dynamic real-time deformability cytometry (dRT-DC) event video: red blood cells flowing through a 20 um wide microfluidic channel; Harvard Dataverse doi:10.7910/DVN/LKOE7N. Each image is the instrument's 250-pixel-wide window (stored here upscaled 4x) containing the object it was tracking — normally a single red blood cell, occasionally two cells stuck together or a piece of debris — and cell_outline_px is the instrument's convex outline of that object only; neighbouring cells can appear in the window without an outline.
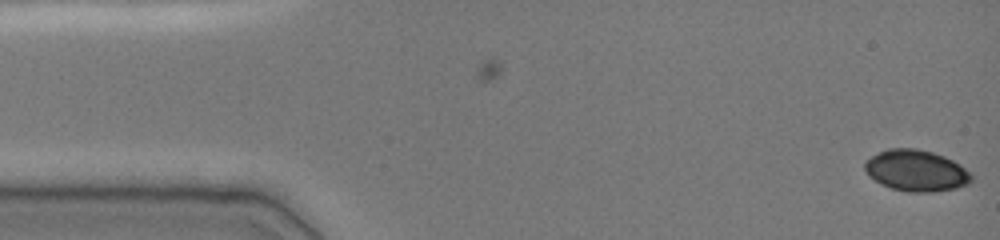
{"species": "common noctule bat (a hibernating species)", "species_latin": "Nyctalus noctula", "temperature_condition": "cold", "stored_images_in_passage": 5, "camera_frame_rate_fps": 3000, "um_per_image_px": 0.085, "animal": {"sex": "female", "body_mass_g": 19.0, "forearm_length_mm": 51.5}, "frame": {"image": 1, "passage_image": 5, "time_ms": 1.333, "image_size_px": [1000, 240], "cell_outline_px": [[976, 176], [968, 184], [956, 188], [932, 192], [908, 192], [892, 188], [880, 184], [868, 176], [864, 168], [864, 164], [872, 156], [888, 148], [916, 148], [932, 152], [944, 156], [960, 164]], "centroid_in_image_um": [77.9, 14.51], "position_along_channel_um": 7.1, "area_um2": 25.84}}